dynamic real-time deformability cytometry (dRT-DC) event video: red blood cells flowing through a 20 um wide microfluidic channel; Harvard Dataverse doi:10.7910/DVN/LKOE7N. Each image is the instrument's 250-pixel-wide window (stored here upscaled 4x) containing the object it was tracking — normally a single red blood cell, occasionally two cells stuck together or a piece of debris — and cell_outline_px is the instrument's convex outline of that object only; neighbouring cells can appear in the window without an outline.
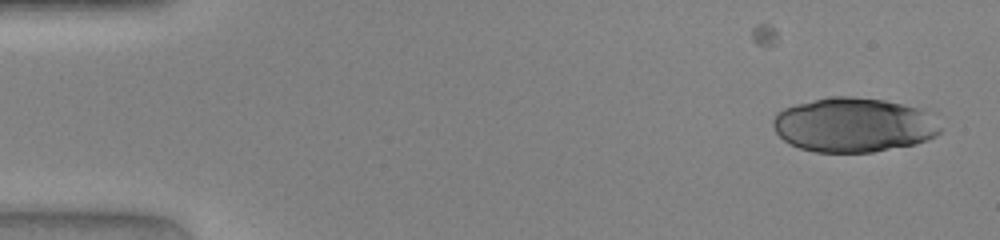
{"species": "human", "species_latin": "Homo sapiens", "temperature_condition": "warm", "stored_images_in_passage": 16, "camera_frame_rate_fps": 3000, "um_per_image_px": 0.085, "donor": {"sex": "female"}, "frame": {"image": 1, "passage_image": 1, "time_ms": 0.0, "image_size_px": [1000, 240], "cell_outline_px": [[940, 132], [936, 136], [928, 140], [916, 144], [872, 152], [816, 152], [800, 148], [784, 140], [776, 132], [772, 124], [772, 120], [776, 112], [784, 108], [796, 104], [828, 96], [852, 96], [884, 100], [916, 108], [924, 112], [940, 128]], "centroid_in_image_um": [72.49, 10.62], "position_along_channel_um": 12.5, "area_um2": 52.66}}
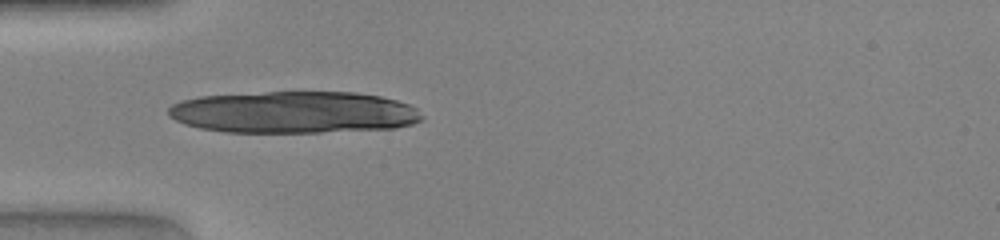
{"frame": {"image": 2, "passage_image": 13, "time_ms": 4.0, "image_size_px": [1000, 240], "cell_outline_px": [[424, 116], [420, 120], [412, 124], [396, 128], [320, 132], [224, 132], [200, 128], [184, 124], [168, 116], [168, 108], [172, 104], [180, 100], [200, 96], [268, 92], [356, 92], [380, 96], [396, 100], [408, 104], [416, 108]], "centroid_in_image_um": [24.97, 9.54], "position_along_channel_um": 60.0, "area_um2": 62.08}}